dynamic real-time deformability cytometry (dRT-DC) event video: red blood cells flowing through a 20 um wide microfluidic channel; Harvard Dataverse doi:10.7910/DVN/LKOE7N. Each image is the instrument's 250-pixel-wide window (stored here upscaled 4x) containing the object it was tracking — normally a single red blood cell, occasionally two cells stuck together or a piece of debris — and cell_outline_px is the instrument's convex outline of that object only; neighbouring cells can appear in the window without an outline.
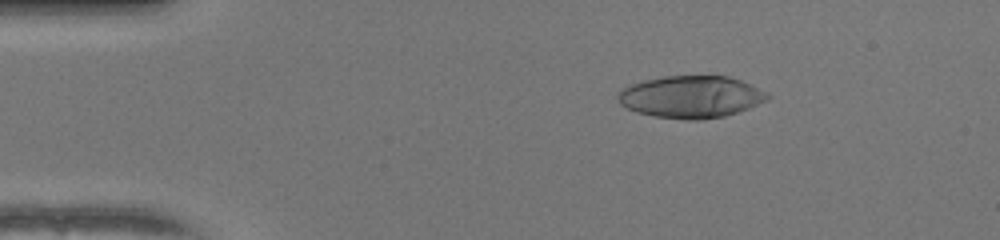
{"species": "human", "species_latin": "Homo sapiens", "temperature_condition": "warm", "stored_images_in_passage": 51, "camera_frame_rate_fps": 3000, "um_per_image_px": 0.085, "donor": {"sex": "female"}, "frame": {"image": 1, "passage_image": 8, "time_ms": 2.333, "image_size_px": [1000, 240], "cell_outline_px": [[772, 96], [768, 100], [748, 108], [724, 116], [704, 120], [688, 120], [656, 116], [636, 112], [620, 104], [616, 96], [628, 84], [644, 80], [664, 76], [728, 76], [740, 80]], "centroid_in_image_um": [58.71, 8.23], "position_along_channel_um": 26.3, "area_um2": 36.53}}
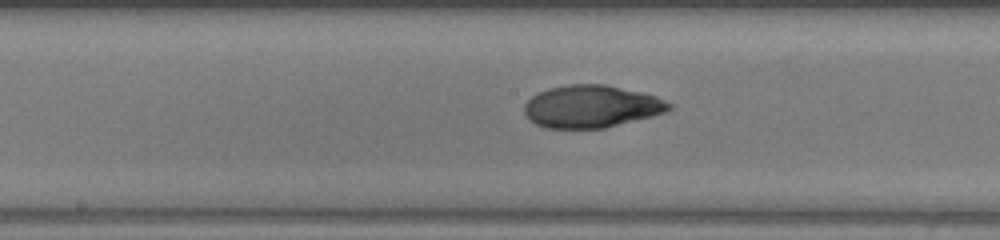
{"frame": {"image": 2, "passage_image": 26, "time_ms": 8.333, "image_size_px": [1000, 240], "cell_outline_px": [[672, 108], [668, 112], [604, 128], [544, 128], [528, 120], [524, 112], [524, 104], [536, 92], [548, 88], [568, 84], [604, 84], [640, 92], [656, 96], [672, 104]], "centroid_in_image_um": [50.24, 9.05], "position_along_channel_um": 198.0, "area_um2": 35.95}}
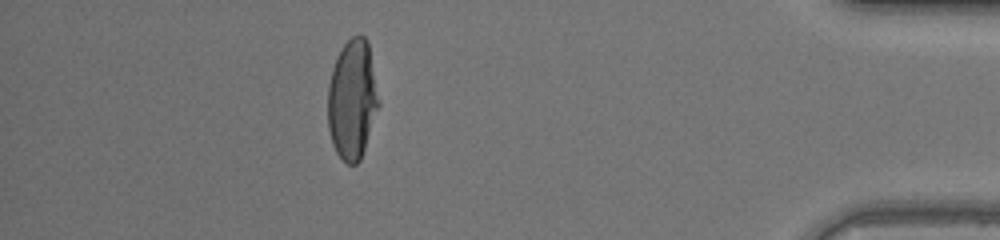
{"frame": {"image": 3, "passage_image": 45, "time_ms": 14.667, "image_size_px": [1000, 240], "cell_outline_px": [[380, 104], [360, 160], [356, 164], [348, 164], [336, 152], [332, 144], [328, 128], [328, 84], [332, 68], [344, 44], [352, 36], [364, 36], [368, 40], [380, 100]], "centroid_in_image_um": [29.95, 8.46], "position_along_channel_um": 405.2, "area_um2": 35.49}, "authors_computed_cell_mechanics": {"area_um2": 36.414, "velocity_mm_per_s": 4.0627, "shape_relaxation_time_tau1_ms": 9.1015, "shape_relaxation_time_tau2_ms": 1.104, "deformation_change_tau1": 0.3933, "deformation_change_tau2": 0.0499}}